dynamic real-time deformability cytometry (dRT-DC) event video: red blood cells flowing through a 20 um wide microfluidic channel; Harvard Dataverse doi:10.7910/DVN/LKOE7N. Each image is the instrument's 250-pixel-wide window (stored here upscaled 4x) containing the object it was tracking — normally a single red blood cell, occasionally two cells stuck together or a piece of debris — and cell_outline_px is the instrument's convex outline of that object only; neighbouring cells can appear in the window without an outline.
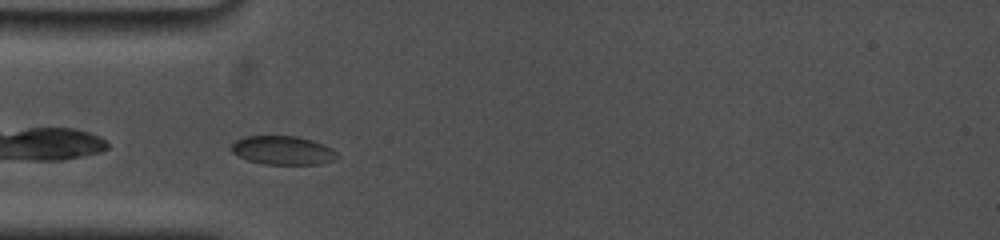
{"species": "common noctule bat (a hibernating species)", "species_latin": "Nyctalus noctula", "temperature_condition": "cold", "stored_images_in_passage": 37, "camera_frame_rate_fps": 5000, "um_per_image_px": 0.085, "animal": {"sex": "female", "body_mass_g": 19.0, "forearm_length_mm": 53.3}, "frame": {"image": 1, "passage_image": 2, "time_ms": 0.4, "image_size_px": [1000, 240], "cell_outline_px": [[340, 156], [332, 160], [320, 164], [264, 164], [248, 160], [232, 152], [232, 144], [236, 140], [244, 136], [296, 136], [312, 140], [324, 144], [332, 148]], "centroid_in_image_um": [24.06, 12.77], "position_along_channel_um": 60.9, "area_um2": 17.63}}
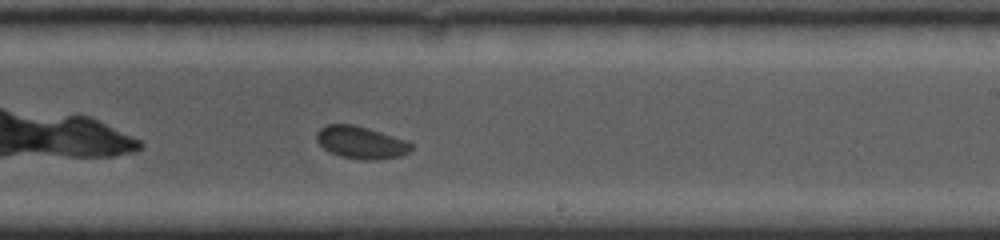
{"frame": {"image": 2, "passage_image": 19, "time_ms": 5.8, "image_size_px": [1000, 240], "cell_outline_px": [[412, 148], [408, 152], [400, 156], [376, 160], [364, 160], [340, 156], [328, 152], [316, 140], [316, 132], [320, 128], [328, 124], [352, 124], [368, 128], [408, 140], [412, 144]], "centroid_in_image_um": [30.68, 12.11], "position_along_channel_um": 258.3, "area_um2": 17.98}}
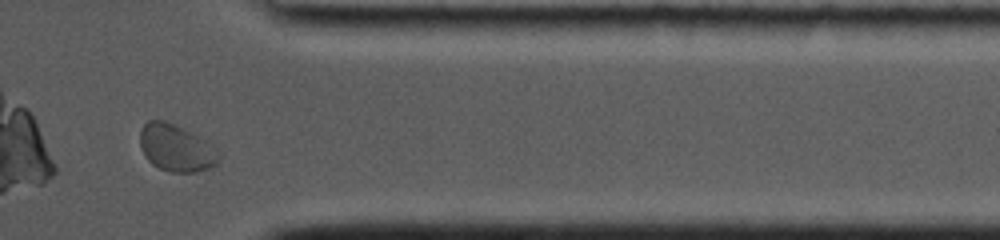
{"frame": {"image": 3, "passage_image": 34, "time_ms": 9.6, "image_size_px": [1000, 240], "cell_outline_px": [[220, 156], [216, 164], [208, 168], [196, 172], [168, 172], [152, 164], [144, 156], [140, 144], [140, 128], [148, 120], [164, 120], [192, 132], [216, 148], [220, 152]], "centroid_in_image_um": [14.95, 12.58], "position_along_channel_um": 396.4, "area_um2": 21.62}}